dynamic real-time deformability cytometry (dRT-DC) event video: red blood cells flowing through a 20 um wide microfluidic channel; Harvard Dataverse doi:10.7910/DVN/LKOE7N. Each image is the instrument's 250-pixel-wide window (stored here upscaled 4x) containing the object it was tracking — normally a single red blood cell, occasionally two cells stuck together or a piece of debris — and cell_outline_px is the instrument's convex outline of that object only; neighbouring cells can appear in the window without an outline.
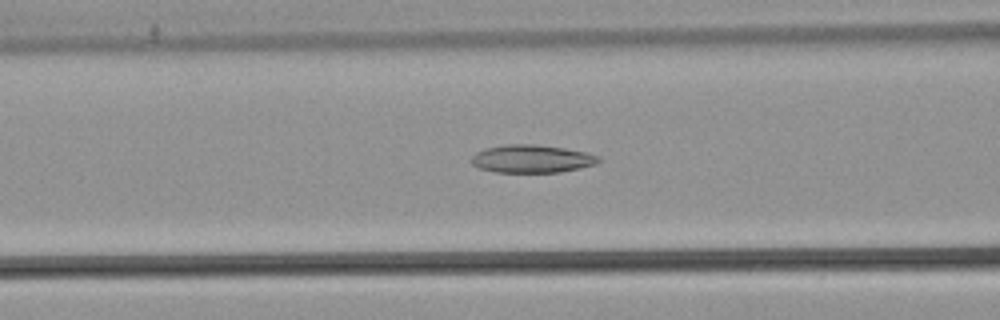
{"species": "common noctule bat (a hibernating species)", "species_latin": "Nyctalus noctula", "temperature_condition": "warm", "stored_images_in_passage": 46, "camera_frame_rate_fps": 3000, "um_per_image_px": 0.085, "animal": {"sex": "male", "body_mass_g": 21.5, "forearm_length_mm": 52.0}, "frame": {"image": 1, "passage_image": 19, "time_ms": 6.0, "image_size_px": [1000, 320], "cell_outline_px": [[600, 160], [596, 164], [580, 168], [560, 172], [496, 172], [476, 168], [468, 160], [476, 152], [484, 148], [504, 144], [536, 144], [564, 148], [588, 152], [600, 156]], "centroid_in_image_um": [45.17, 13.49], "position_along_channel_um": 121.4, "area_um2": 21.04}}
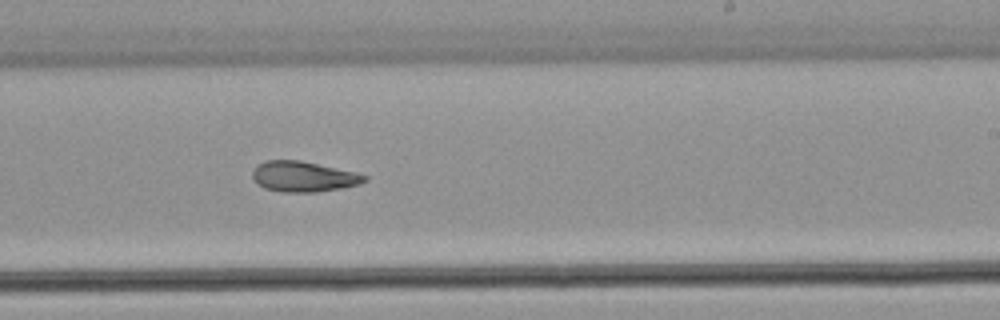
{"frame": {"image": 2, "passage_image": 30, "time_ms": 9.667, "image_size_px": [1000, 320], "cell_outline_px": [[368, 180], [360, 184], [344, 188], [316, 192], [280, 192], [264, 188], [252, 176], [252, 172], [260, 164], [268, 160], [300, 160], [356, 172], [368, 176]], "centroid_in_image_um": [25.86, 15.02], "position_along_channel_um": 263.1, "area_um2": 19.83}}
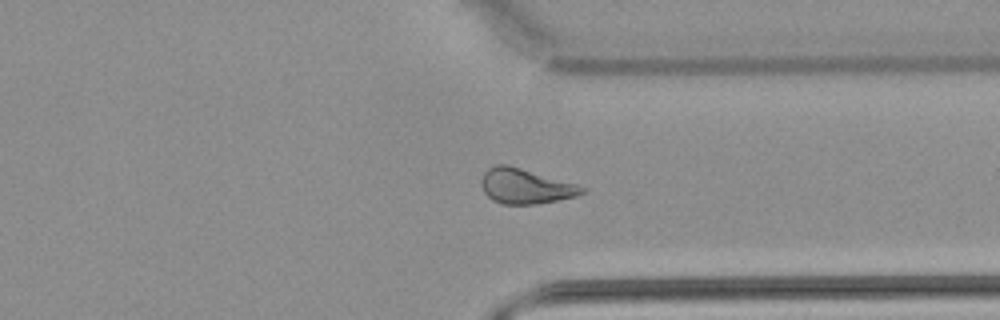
{"frame": {"image": 3, "passage_image": 38, "time_ms": 12.333, "image_size_px": [1000, 320], "cell_outline_px": [[584, 192], [576, 196], [536, 204], [504, 204], [492, 200], [484, 192], [480, 184], [480, 180], [484, 172], [488, 168], [496, 164], [508, 164], [576, 184], [584, 188]], "centroid_in_image_um": [44.6, 15.82], "position_along_channel_um": 366.8, "area_um2": 20.4}}